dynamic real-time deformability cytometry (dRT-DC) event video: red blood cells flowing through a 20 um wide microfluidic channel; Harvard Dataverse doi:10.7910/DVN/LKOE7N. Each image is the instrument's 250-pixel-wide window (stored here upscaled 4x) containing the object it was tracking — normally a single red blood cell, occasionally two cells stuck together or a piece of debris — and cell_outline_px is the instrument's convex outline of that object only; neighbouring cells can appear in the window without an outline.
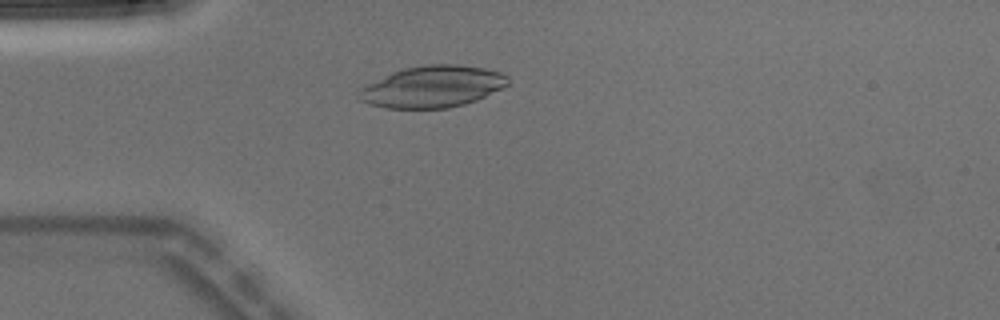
{"species": "Egyptian fruit bat (a non-hibernating species)", "species_latin": "Rousettus aegyptiacus", "temperature_condition": "warm", "stored_images_in_passage": 5, "camera_frame_rate_fps": 3000, "um_per_image_px": 0.085, "animal": {"sex": "male"}, "frame": {"image": 1, "passage_image": 4, "time_ms": 1.0, "image_size_px": [1000, 320], "cell_outline_px": [[508, 84], [476, 100], [464, 104], [448, 108], [388, 108], [368, 104], [360, 100], [356, 96], [356, 92], [360, 88], [392, 72], [404, 68], [428, 64], [456, 64], [484, 68], [500, 72], [508, 76]], "centroid_in_image_um": [36.72, 7.36], "position_along_channel_um": 48.3, "area_um2": 35.95}}